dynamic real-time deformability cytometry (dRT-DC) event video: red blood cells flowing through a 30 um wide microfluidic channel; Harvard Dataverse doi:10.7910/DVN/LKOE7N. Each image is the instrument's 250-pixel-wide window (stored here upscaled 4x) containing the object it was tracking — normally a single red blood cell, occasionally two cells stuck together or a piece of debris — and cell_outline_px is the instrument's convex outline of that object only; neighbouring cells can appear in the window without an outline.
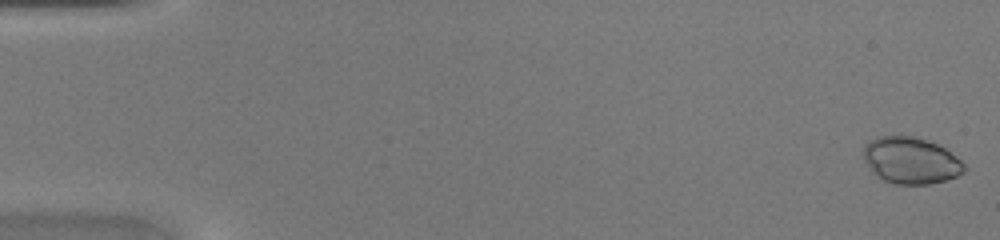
{"species": "common noctule bat (a hibernating species)", "species_latin": "Nyctalus noctula", "temperature_condition": "warm", "stored_images_in_passage": 47, "camera_frame_rate_fps": 3000, "um_per_image_px": 0.085, "animal": {"sex": "female", "body_mass_g": 20.0, "forearm_length_mm": 54.0}, "frame": {"image": 1, "passage_image": 1, "time_ms": 0.0, "image_size_px": [1000, 240], "cell_outline_px": [[968, 168], [964, 172], [956, 176], [932, 184], [892, 184], [876, 176], [872, 172], [864, 160], [864, 144], [876, 136], [912, 136], [928, 140], [944, 148], [956, 156]], "centroid_in_image_um": [77.41, 13.64], "position_along_channel_um": 7.6, "area_um2": 27.46}}
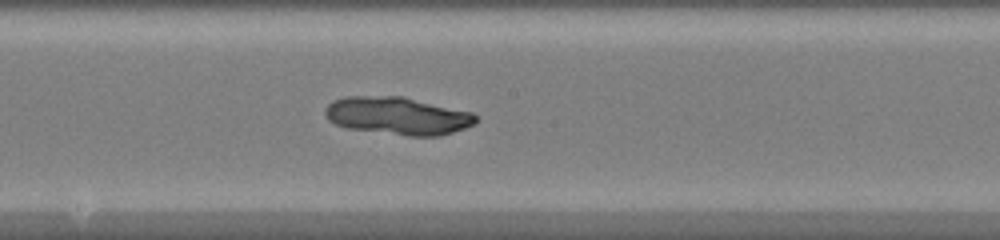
{"frame": {"image": 2, "passage_image": 26, "time_ms": 8.333, "image_size_px": [1000, 240], "cell_outline_px": [[476, 124], [440, 136], [408, 136], [348, 128], [336, 124], [328, 120], [324, 112], [324, 108], [332, 100], [344, 96], [404, 96], [472, 112], [476, 116]], "centroid_in_image_um": [33.79, 9.83], "position_along_channel_um": 214.4, "area_um2": 33.29}}
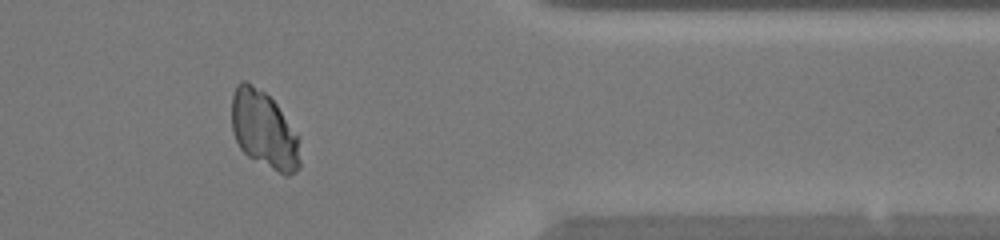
{"frame": {"image": 3, "passage_image": 39, "time_ms": 12.667, "image_size_px": [1000, 240], "cell_outline_px": [[300, 168], [296, 172], [288, 176], [284, 176], [248, 156], [240, 148], [232, 132], [232, 96], [236, 84], [240, 80], [244, 80], [252, 84], [264, 92], [276, 104], [300, 140]], "centroid_in_image_um": [22.44, 11.06], "position_along_channel_um": 389.0, "area_um2": 30.81}}